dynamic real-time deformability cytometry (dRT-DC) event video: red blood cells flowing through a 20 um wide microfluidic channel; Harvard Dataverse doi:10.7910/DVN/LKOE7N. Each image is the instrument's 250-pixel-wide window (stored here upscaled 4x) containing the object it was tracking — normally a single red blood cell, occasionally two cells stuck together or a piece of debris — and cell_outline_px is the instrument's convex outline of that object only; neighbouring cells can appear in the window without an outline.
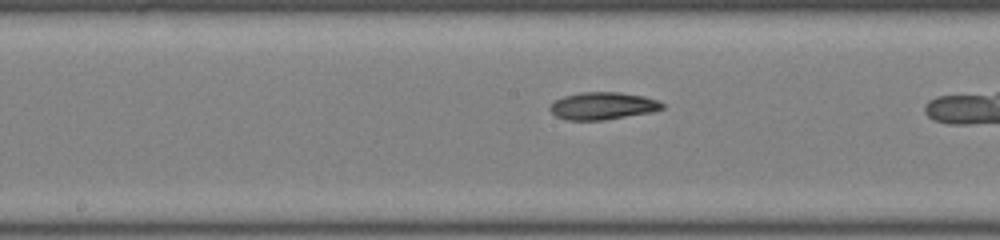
{"species": "common noctule bat (a hibernating species)", "species_latin": "Nyctalus noctula", "temperature_condition": "room temperature", "stored_images_in_passage": 32, "camera_frame_rate_fps": 3000, "um_per_image_px": 0.085, "animal": {"sex": "male", "body_mass_g": 19.0, "forearm_length_mm": 50.8}, "frame": {"image": 1, "passage_image": 19, "time_ms": 6.0, "image_size_px": [1000, 240], "cell_outline_px": [[664, 108], [652, 112], [604, 120], [568, 120], [556, 116], [548, 108], [552, 100], [564, 96], [580, 92], [620, 92], [644, 96], [656, 100], [664, 104]], "centroid_in_image_um": [51.2, 8.99], "position_along_channel_um": 197.0, "area_um2": 18.03}}
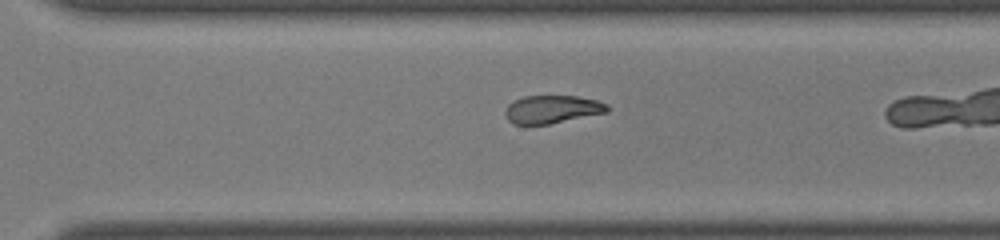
{"frame": {"image": 2, "passage_image": 28, "time_ms": 9.0, "image_size_px": [1000, 240], "cell_outline_px": [[608, 112], [548, 124], [512, 124], [508, 120], [504, 112], [508, 104], [524, 96], [576, 96], [596, 100], [608, 104]], "centroid_in_image_um": [46.92, 9.29], "position_along_channel_um": 323.7, "area_um2": 16.53}}